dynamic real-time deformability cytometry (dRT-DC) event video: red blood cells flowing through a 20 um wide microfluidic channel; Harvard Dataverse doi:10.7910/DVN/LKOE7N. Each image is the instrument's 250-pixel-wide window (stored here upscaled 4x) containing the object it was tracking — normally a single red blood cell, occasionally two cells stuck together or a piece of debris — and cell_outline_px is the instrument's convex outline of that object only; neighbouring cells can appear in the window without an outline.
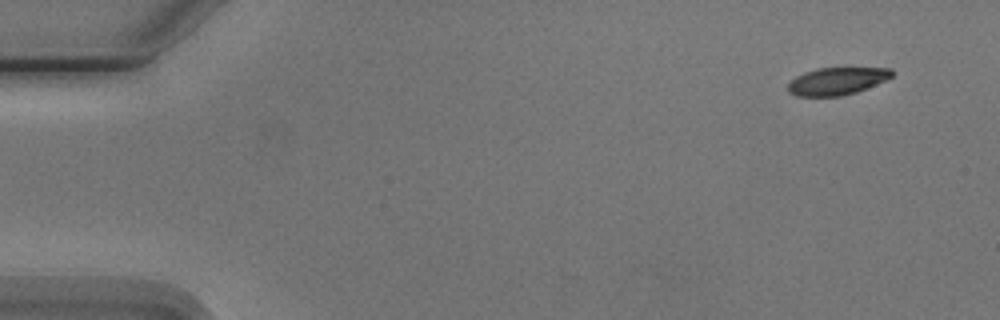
{"species": "Egyptian fruit bat (a non-hibernating species)", "species_latin": "Rousettus aegyptiacus", "temperature_condition": "cold", "stored_images_in_passage": 7, "camera_frame_rate_fps": 3000, "um_per_image_px": 0.085, "animal": {"sex": "male"}, "frame": {"image": 1, "passage_image": 1, "time_ms": 0.0, "image_size_px": [1000, 320], "cell_outline_px": [[892, 76], [876, 84], [856, 92], [840, 96], [796, 96], [788, 92], [788, 84], [796, 76], [804, 72], [816, 68], [892, 68]], "centroid_in_image_um": [71.1, 6.89], "position_along_channel_um": 13.9, "area_um2": 16.47}}
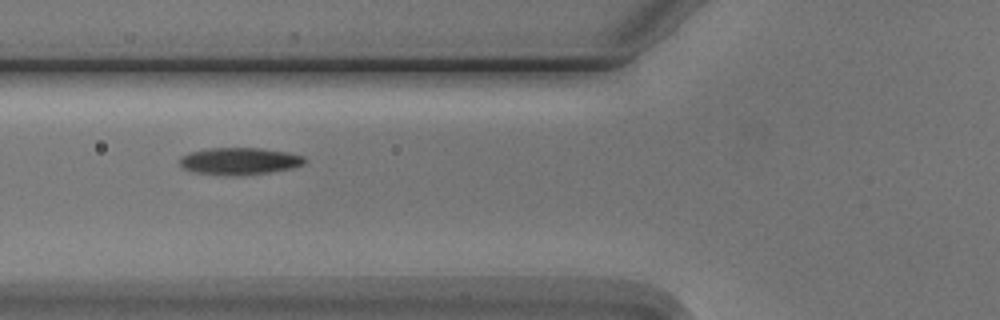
{"frame": {"image": 2, "passage_image": 6, "time_ms": 5.667, "image_size_px": [1000, 320], "cell_outline_px": [[308, 160], [304, 164], [292, 168], [268, 172], [236, 176], [232, 176], [192, 172], [184, 168], [180, 164], [180, 156], [188, 152], [208, 148], [260, 148], [288, 152], [304, 156]], "centroid_in_image_um": [20.35, 13.69], "position_along_channel_um": 105.4, "area_um2": 19.88}}
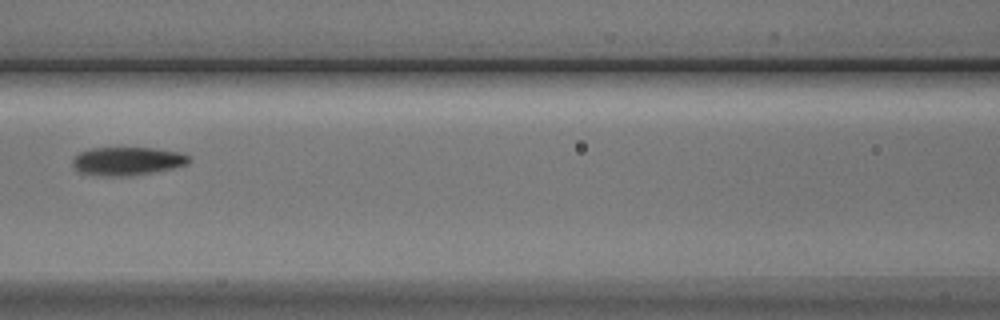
{"frame": {"image": 3, "passage_image": 7, "time_ms": 7.0, "image_size_px": [1000, 320], "cell_outline_px": [[192, 160], [184, 164], [152, 172], [120, 176], [112, 176], [80, 172], [72, 164], [72, 160], [80, 152], [88, 148], [152, 148], [180, 152], [188, 156]], "centroid_in_image_um": [10.79, 13.67], "position_along_channel_um": 155.8, "area_um2": 18.61}}